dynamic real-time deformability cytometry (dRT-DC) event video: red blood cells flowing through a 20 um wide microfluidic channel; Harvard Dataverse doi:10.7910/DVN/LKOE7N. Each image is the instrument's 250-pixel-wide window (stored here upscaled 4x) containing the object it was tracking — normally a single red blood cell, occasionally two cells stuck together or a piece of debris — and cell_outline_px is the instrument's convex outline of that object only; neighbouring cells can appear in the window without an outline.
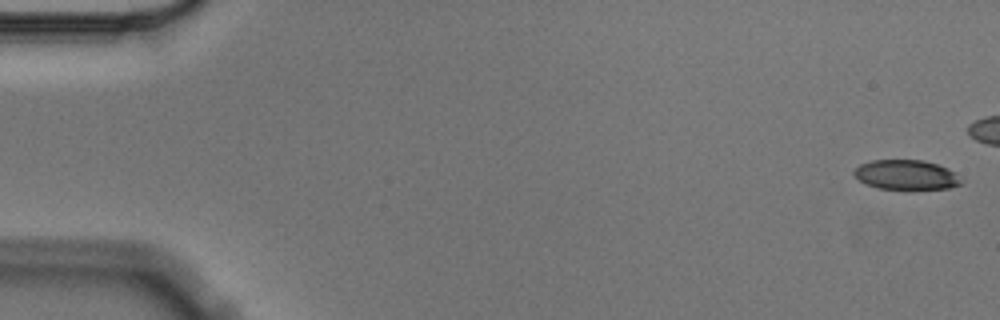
{"species": "Egyptian fruit bat (a non-hibernating species)", "species_latin": "Rousettus aegyptiacus", "temperature_condition": "cold", "stored_images_in_passage": 6, "camera_frame_rate_fps": 3000, "um_per_image_px": 0.085, "animal": {"sex": "male"}, "frame": {"image": 1, "passage_image": 1, "time_ms": 0.0, "image_size_px": [1000, 320], "cell_outline_px": [[960, 184], [948, 188], [876, 188], [860, 180], [852, 172], [860, 164], [872, 160], [924, 160], [948, 168], [960, 180]], "centroid_in_image_um": [76.98, 14.84], "position_along_channel_um": 8.0, "area_um2": 17.98}}